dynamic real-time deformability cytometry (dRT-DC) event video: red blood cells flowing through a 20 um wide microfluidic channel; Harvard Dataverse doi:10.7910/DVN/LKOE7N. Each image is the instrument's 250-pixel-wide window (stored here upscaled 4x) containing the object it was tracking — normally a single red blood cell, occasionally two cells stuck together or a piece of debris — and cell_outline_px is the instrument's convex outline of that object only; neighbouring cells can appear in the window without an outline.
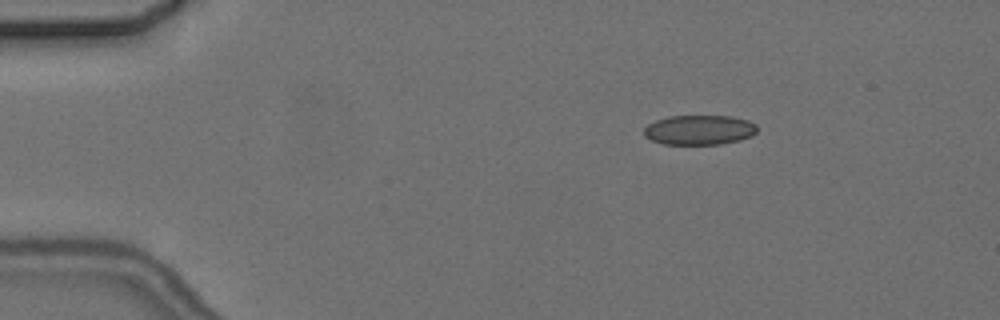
{"species": "common noctule bat (a hibernating species)", "species_latin": "Nyctalus noctula", "temperature_condition": "cold", "stored_images_in_passage": 5, "camera_frame_rate_fps": 3000, "um_per_image_px": 0.085, "animal": {"sex": "female", "body_mass_g": 24.6, "forearm_length_mm": 56.2}, "frame": {"image": 1, "passage_image": 2, "time_ms": 1.333, "image_size_px": [1000, 320], "cell_outline_px": [[756, 132], [752, 136], [740, 140], [720, 144], [664, 144], [652, 140], [644, 136], [644, 128], [648, 124], [656, 120], [668, 116], [732, 116], [748, 120], [756, 124]], "centroid_in_image_um": [59.45, 11.04], "position_along_channel_um": 25.6, "area_um2": 19.65}}